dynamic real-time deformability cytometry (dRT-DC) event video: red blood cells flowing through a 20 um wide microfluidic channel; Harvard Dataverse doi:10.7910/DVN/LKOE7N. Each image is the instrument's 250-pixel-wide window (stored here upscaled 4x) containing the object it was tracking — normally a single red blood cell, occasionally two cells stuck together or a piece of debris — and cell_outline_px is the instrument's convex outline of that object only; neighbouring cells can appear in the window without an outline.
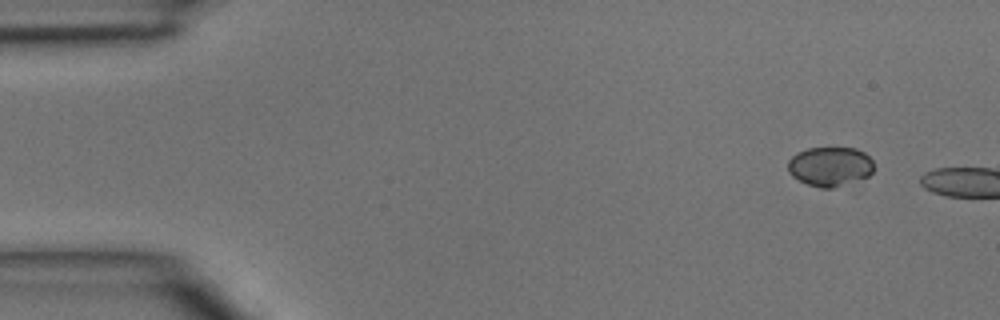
{"species": "common noctule bat (a hibernating species)", "species_latin": "Nyctalus noctula", "temperature_condition": "room temperature", "stored_images_in_passage": 4, "camera_frame_rate_fps": 3000, "um_per_image_px": 0.085, "animal": {"sex": "male", "body_mass_g": 15.6}, "frame": {"image": 1, "passage_image": 1, "time_ms": 0.0, "image_size_px": [1000, 320], "cell_outline_px": [[872, 172], [868, 176], [832, 188], [820, 188], [808, 184], [792, 176], [788, 172], [788, 160], [796, 152], [808, 148], [856, 148], [864, 152], [872, 160]], "centroid_in_image_um": [70.52, 14.14], "position_along_channel_um": 14.5, "area_um2": 19.59}}